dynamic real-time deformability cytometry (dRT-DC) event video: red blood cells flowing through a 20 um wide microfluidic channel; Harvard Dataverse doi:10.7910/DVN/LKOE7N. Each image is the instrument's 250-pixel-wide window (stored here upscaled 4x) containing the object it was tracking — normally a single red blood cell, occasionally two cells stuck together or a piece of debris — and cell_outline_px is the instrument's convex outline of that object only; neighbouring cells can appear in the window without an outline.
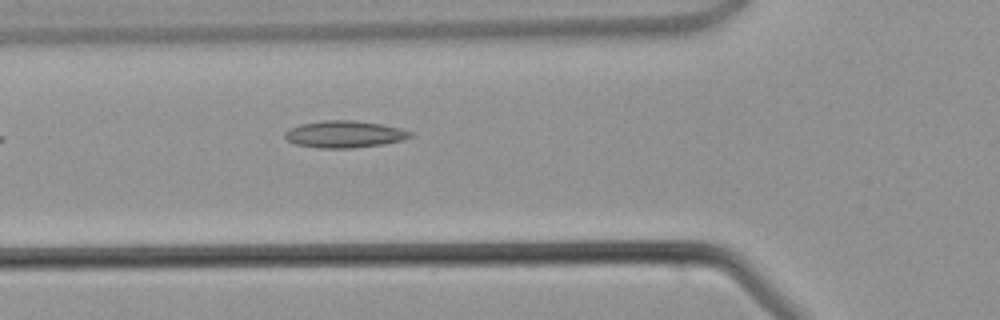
{"species": "common noctule bat (a hibernating species)", "species_latin": "Nyctalus noctula", "temperature_condition": "warm", "stored_images_in_passage": 4, "camera_frame_rate_fps": 3000, "um_per_image_px": 0.085, "animal": {"sex": "male", "body_mass_g": 21.5, "forearm_length_mm": 52.0}, "frame": {"image": 1, "passage_image": 4, "time_ms": 3.667, "image_size_px": [1000, 320], "cell_outline_px": [[412, 136], [404, 140], [384, 144], [352, 148], [320, 148], [296, 144], [288, 140], [284, 136], [284, 132], [288, 128], [300, 124], [324, 120], [352, 120], [380, 124], [400, 128], [412, 132]], "centroid_in_image_um": [29.27, 11.41], "position_along_channel_um": 96.5, "area_um2": 19.71}}